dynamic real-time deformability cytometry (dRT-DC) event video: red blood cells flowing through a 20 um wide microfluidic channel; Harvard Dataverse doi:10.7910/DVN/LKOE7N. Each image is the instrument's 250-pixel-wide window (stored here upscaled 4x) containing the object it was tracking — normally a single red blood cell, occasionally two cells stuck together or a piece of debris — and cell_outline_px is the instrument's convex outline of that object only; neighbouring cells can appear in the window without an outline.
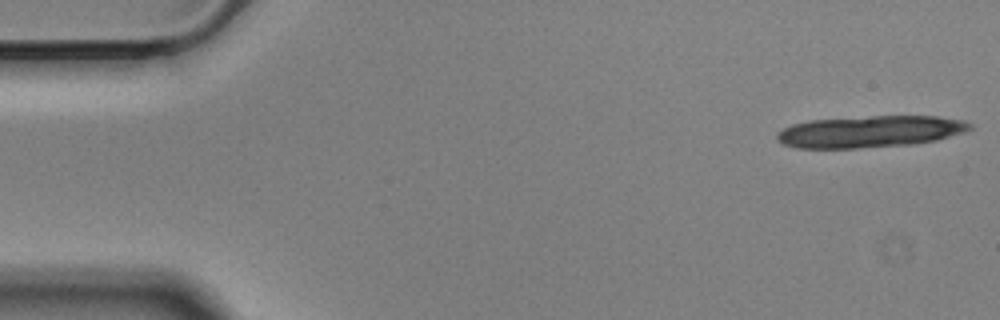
{"species": "Egyptian fruit bat (a non-hibernating species)", "species_latin": "Rousettus aegyptiacus", "temperature_condition": "cold", "stored_images_in_passage": 20, "camera_frame_rate_fps": 3000, "um_per_image_px": 0.085, "animal": {"sex": "male"}, "frame": {"image": 1, "passage_image": 1, "time_ms": 0.0, "image_size_px": [1000, 320], "cell_outline_px": [[972, 128], [964, 132], [936, 140], [912, 144], [856, 148], [796, 148], [784, 144], [776, 140], [776, 136], [784, 128], [792, 124], [812, 120], [872, 116], [936, 116], [964, 120], [972, 124]], "centroid_in_image_um": [73.96, 11.18], "position_along_channel_um": 11.0, "area_um2": 35.49}}